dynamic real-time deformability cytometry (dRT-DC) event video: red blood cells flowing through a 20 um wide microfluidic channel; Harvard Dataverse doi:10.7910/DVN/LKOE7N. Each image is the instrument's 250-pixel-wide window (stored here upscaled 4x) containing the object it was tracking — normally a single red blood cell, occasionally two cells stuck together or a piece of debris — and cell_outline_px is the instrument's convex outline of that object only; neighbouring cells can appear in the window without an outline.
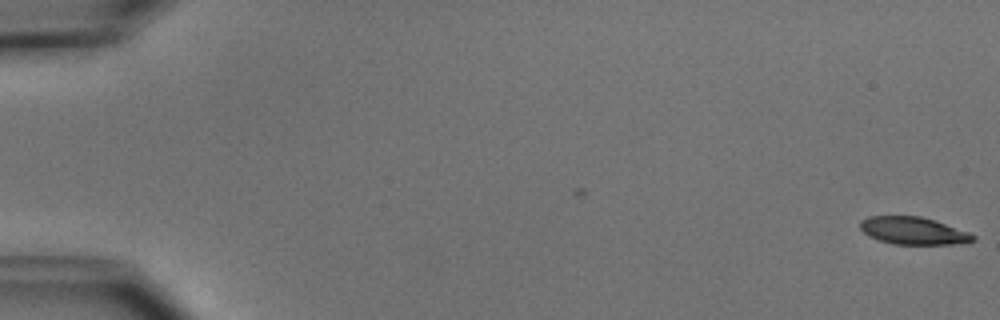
{"species": "common noctule bat (a hibernating species)", "species_latin": "Nyctalus noctula", "temperature_condition": "cold", "stored_images_in_passage": 2, "camera_frame_rate_fps": 3000, "um_per_image_px": 0.085, "animal": {"sex": "male", "body_mass_g": 15.6}, "frame": {"image": 1, "passage_image": 2, "time_ms": 1.333, "image_size_px": [1000, 320], "cell_outline_px": [[976, 240], [952, 244], [892, 244], [868, 236], [860, 228], [860, 220], [868, 216], [920, 216], [968, 232], [976, 236]], "centroid_in_image_um": [77.58, 19.61], "position_along_channel_um": 7.4, "area_um2": 17.8}}